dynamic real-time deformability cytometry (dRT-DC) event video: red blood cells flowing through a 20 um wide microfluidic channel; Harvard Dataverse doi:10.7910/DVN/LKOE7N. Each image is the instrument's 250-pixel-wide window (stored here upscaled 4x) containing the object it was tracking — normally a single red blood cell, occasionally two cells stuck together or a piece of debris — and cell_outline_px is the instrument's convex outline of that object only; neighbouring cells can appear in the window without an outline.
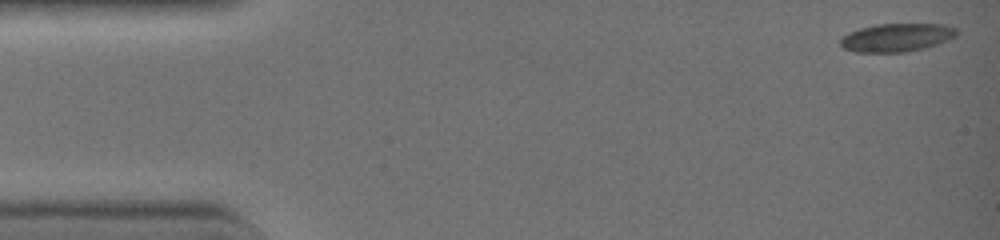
{"species": "common noctule bat (a hibernating species)", "species_latin": "Nyctalus noctula", "temperature_condition": "warm", "stored_images_in_passage": 42, "camera_frame_rate_fps": 3000, "um_per_image_px": 0.085, "animal": {"sex": "female", "body_mass_g": 19.0, "forearm_length_mm": 51.5}, "frame": {"image": 1, "passage_image": 1, "time_ms": 0.0, "image_size_px": [1000, 240], "cell_outline_px": [[960, 32], [956, 36], [948, 40], [924, 48], [904, 52], [856, 52], [844, 48], [840, 44], [840, 40], [848, 32], [860, 28], [876, 24], [944, 24], [956, 28]], "centroid_in_image_um": [76.24, 3.18], "position_along_channel_um": 8.8, "area_um2": 19.13}}
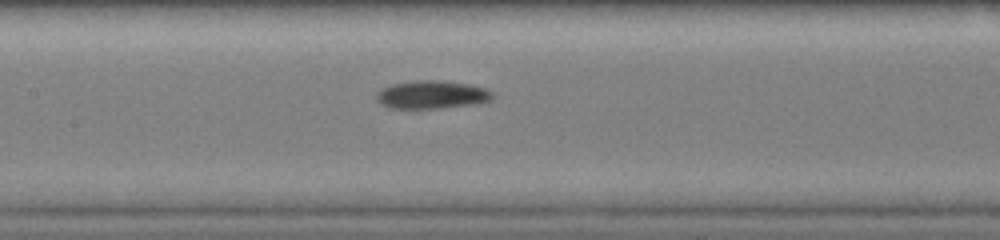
{"frame": {"image": 2, "passage_image": 20, "time_ms": 6.333, "image_size_px": [1000, 240], "cell_outline_px": [[492, 100], [468, 104], [440, 108], [388, 108], [376, 100], [376, 92], [380, 88], [392, 84], [416, 80], [440, 80], [472, 84], [488, 88], [492, 92]], "centroid_in_image_um": [36.67, 8.03], "position_along_channel_um": 170.7, "area_um2": 19.07}}
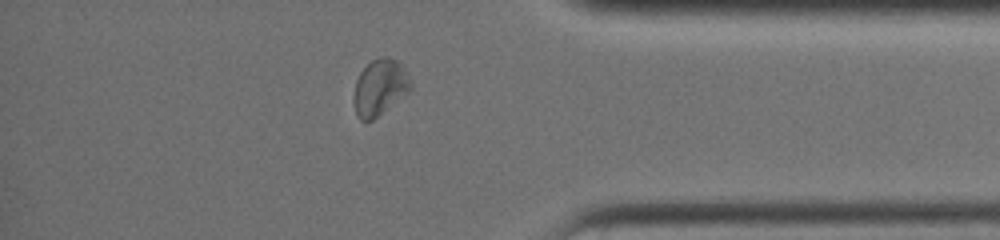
{"frame": {"image": 3, "passage_image": 36, "time_ms": 11.667, "image_size_px": [1000, 240], "cell_outline_px": [[412, 88], [408, 92], [372, 120], [360, 120], [356, 112], [352, 100], [352, 96], [356, 80], [360, 72], [372, 60], [380, 56], [384, 56], [396, 60], [404, 68], [412, 84]], "centroid_in_image_um": [32.26, 7.41], "position_along_channel_um": 402.9, "area_um2": 18.44}, "authors_computed_cell_mechanics": {"area_um2": 18.785, "velocity_mm_per_s": 4.5062, "shape_relaxation_time_tau1_ms": 4.9193, "shape_relaxation_time_tau2_ms": 3.756, "deformation_change_tau1": 0.1631, "deformation_change_tau2": 0.0672}}